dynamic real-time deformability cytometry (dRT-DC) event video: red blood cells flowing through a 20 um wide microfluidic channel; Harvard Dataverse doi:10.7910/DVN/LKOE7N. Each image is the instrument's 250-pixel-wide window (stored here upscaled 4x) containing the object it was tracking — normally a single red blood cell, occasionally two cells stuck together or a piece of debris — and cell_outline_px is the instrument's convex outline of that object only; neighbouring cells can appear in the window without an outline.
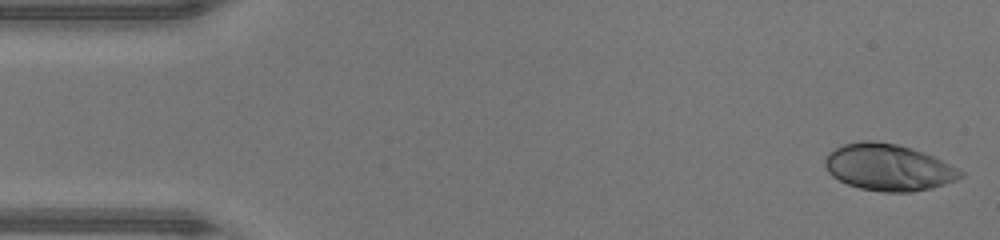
{"species": "human", "species_latin": "Homo sapiens", "temperature_condition": "warm", "stored_images_in_passage": 46, "camera_frame_rate_fps": 3000, "um_per_image_px": 0.085, "donor": {"sex": "male"}, "frame": {"image": 1, "passage_image": 1, "time_ms": 0.0, "image_size_px": [1000, 240], "cell_outline_px": [[964, 176], [956, 180], [932, 188], [912, 192], [884, 192], [860, 188], [848, 184], [832, 176], [828, 172], [824, 164], [824, 160], [828, 152], [844, 144], [860, 140], [872, 140], [896, 144], [912, 148], [932, 156], [964, 172]], "centroid_in_image_um": [75.49, 14.22], "position_along_channel_um": 9.5, "area_um2": 36.7}}
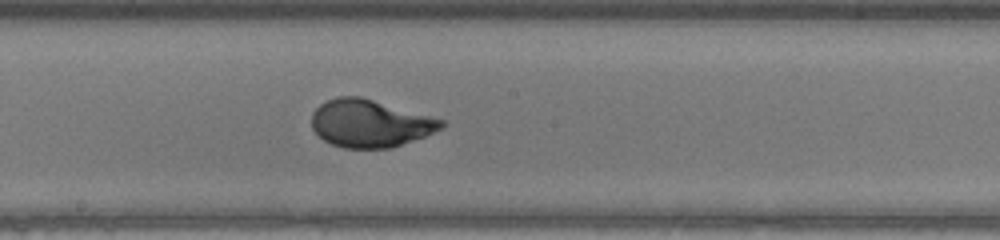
{"frame": {"image": 2, "passage_image": 24, "time_ms": 7.667, "image_size_px": [1000, 240], "cell_outline_px": [[444, 124], [440, 128], [424, 136], [392, 148], [344, 148], [332, 144], [324, 140], [312, 128], [312, 112], [320, 104], [336, 96], [360, 96], [444, 120]], "centroid_in_image_um": [31.41, 10.48], "position_along_channel_um": 216.8, "area_um2": 35.55}}
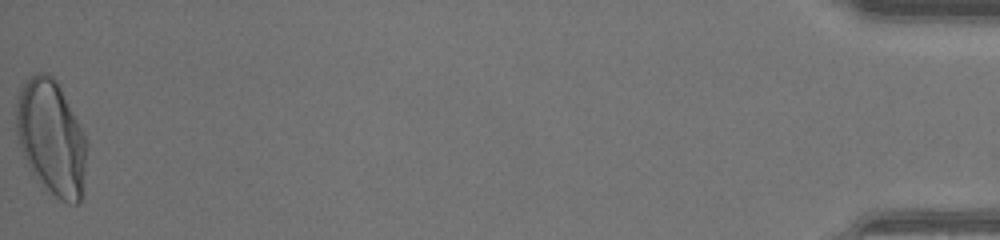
{"frame": {"image": 3, "passage_image": 46, "time_ms": 15.0, "image_size_px": [1000, 240], "cell_outline_px": [[88, 144], [80, 204], [68, 204], [60, 200], [28, 168], [20, 148], [16, 132], [16, 96], [20, 88], [36, 72], [44, 72], [52, 76], [56, 80], [84, 132], [88, 140]], "centroid_in_image_um": [4.36, 11.68], "position_along_channel_um": 430.8, "area_um2": 47.16}, "authors_computed_cell_mechanics": {"area_um2": 35.7782, "velocity_mm_per_s": 4.4204, "shape_relaxation_time_tau1_ms": 3.2217, "shape_relaxation_time_tau2_ms": null, "deformation_change_tau1": 0.1996, "deformation_change_tau2": null}}